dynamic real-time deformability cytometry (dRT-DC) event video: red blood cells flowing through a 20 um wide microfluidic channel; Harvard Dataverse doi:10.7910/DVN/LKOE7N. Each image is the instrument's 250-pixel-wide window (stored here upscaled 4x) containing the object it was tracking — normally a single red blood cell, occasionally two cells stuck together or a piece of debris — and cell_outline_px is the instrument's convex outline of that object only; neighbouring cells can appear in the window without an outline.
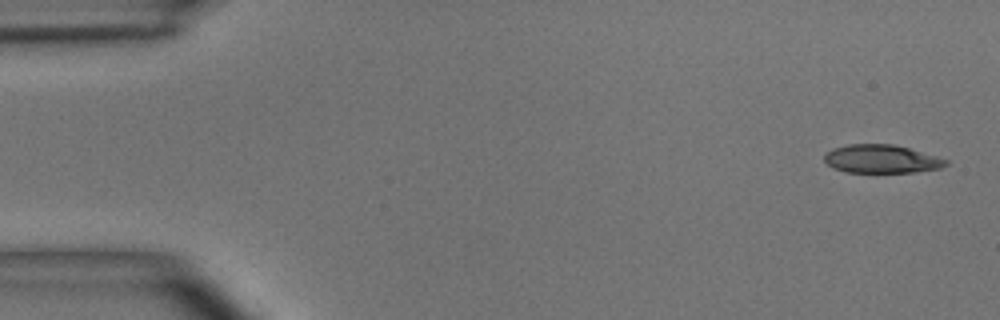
{"species": "common noctule bat (a hibernating species)", "species_latin": "Nyctalus noctula", "temperature_condition": "room temperature", "stored_images_in_passage": 5, "camera_frame_rate_fps": 3000, "um_per_image_px": 0.085, "animal": {"sex": "male", "body_mass_g": 15.6}, "frame": {"image": 1, "passage_image": 1, "time_ms": 0.0, "image_size_px": [1000, 320], "cell_outline_px": [[948, 164], [940, 168], [912, 172], [844, 172], [832, 168], [824, 160], [824, 156], [832, 148], [848, 144], [892, 144], [908, 148], [936, 156], [948, 160]], "centroid_in_image_um": [74.89, 13.51], "position_along_channel_um": 10.1, "area_um2": 19.94}}
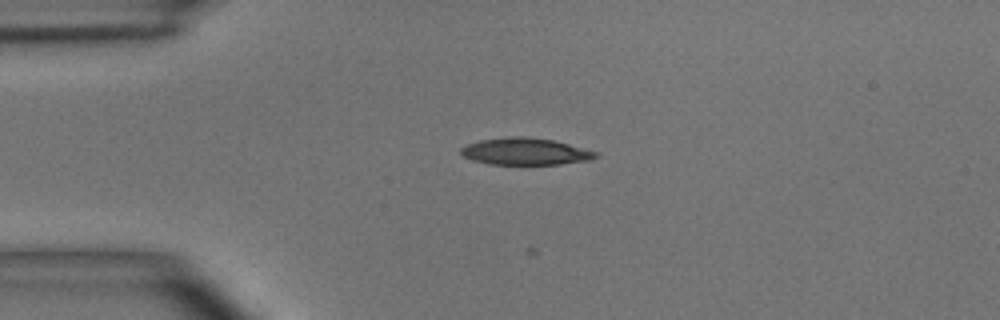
{"frame": {"image": 2, "passage_image": 4, "time_ms": 3.333, "image_size_px": [1000, 320], "cell_outline_px": [[600, 156], [588, 160], [560, 164], [488, 164], [472, 160], [464, 156], [460, 152], [460, 148], [468, 144], [480, 140], [508, 136], [524, 136], [552, 140], [600, 152]], "centroid_in_image_um": [44.66, 12.87], "position_along_channel_um": 40.3, "area_um2": 21.15}}